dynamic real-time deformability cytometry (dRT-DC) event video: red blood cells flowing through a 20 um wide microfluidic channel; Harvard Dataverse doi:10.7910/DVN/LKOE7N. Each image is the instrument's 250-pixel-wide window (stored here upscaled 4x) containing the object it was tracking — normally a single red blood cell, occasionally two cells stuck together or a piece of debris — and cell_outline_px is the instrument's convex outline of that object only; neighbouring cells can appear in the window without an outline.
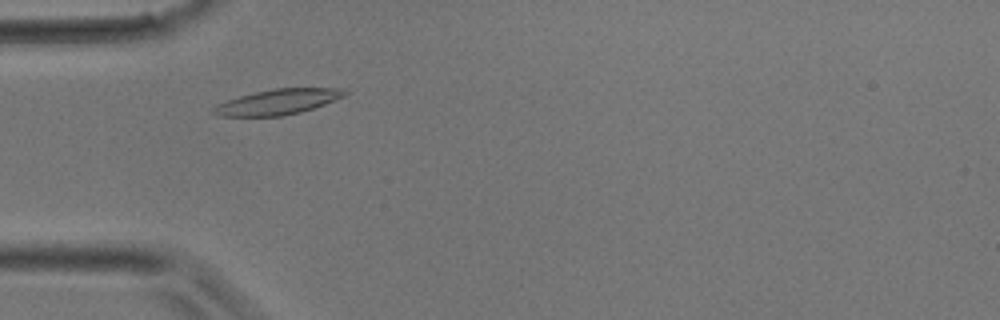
{"species": "common noctule bat (a hibernating species)", "species_latin": "Nyctalus noctula", "temperature_condition": "room temperature", "stored_images_in_passage": 30, "camera_frame_rate_fps": 3000, "um_per_image_px": 0.085, "animal": {"sex": "male", "body_mass_g": 17.9}, "frame": {"image": 1, "passage_image": 5, "time_ms": 1.333, "image_size_px": [1000, 320], "cell_outline_px": [[348, 92], [344, 96], [324, 104], [300, 112], [284, 116], [220, 116], [212, 112], [212, 108], [216, 104], [240, 96], [256, 92], [276, 88], [344, 88]], "centroid_in_image_um": [23.61, 8.66], "position_along_channel_um": 61.4, "area_um2": 19.19}}
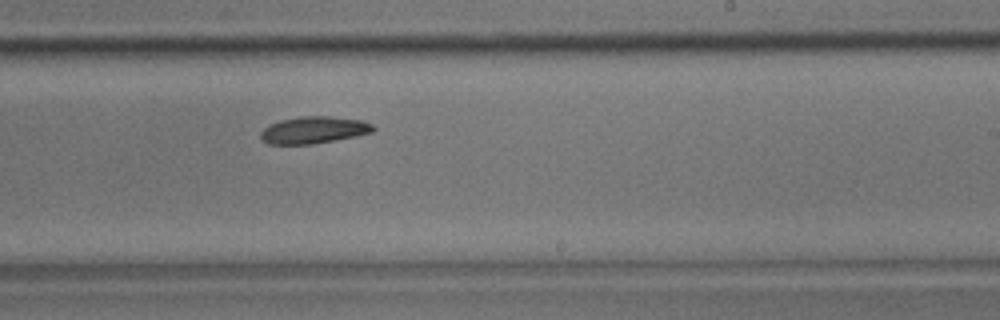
{"frame": {"image": 2, "passage_image": 16, "time_ms": 5.0, "image_size_px": [1000, 320], "cell_outline_px": [[376, 128], [372, 132], [356, 136], [312, 144], [268, 144], [260, 140], [260, 132], [268, 124], [280, 120], [300, 116], [328, 116], [360, 120], [372, 124]], "centroid_in_image_um": [26.62, 11.05], "position_along_channel_um": 262.4, "area_um2": 17.74}}
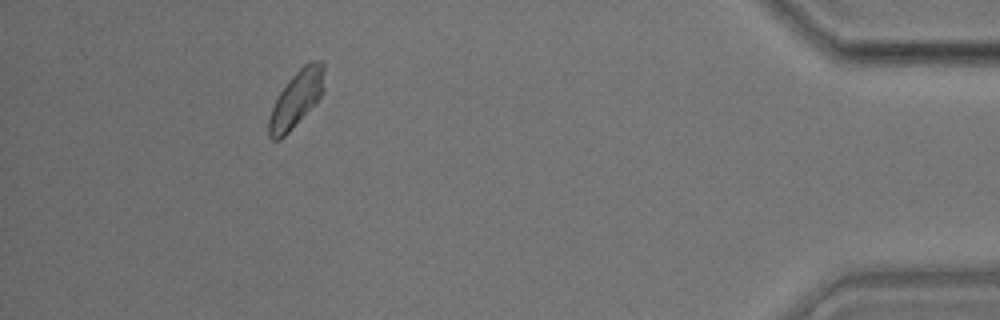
{"frame": {"image": 3, "passage_image": 27, "time_ms": 8.667, "image_size_px": [1000, 320], "cell_outline_px": [[324, 92], [316, 104], [280, 140], [272, 140], [268, 136], [268, 120], [272, 108], [280, 92], [288, 80], [308, 60], [324, 60]], "centroid_in_image_um": [25.22, 8.38], "position_along_channel_um": 410.0, "area_um2": 18.38}}